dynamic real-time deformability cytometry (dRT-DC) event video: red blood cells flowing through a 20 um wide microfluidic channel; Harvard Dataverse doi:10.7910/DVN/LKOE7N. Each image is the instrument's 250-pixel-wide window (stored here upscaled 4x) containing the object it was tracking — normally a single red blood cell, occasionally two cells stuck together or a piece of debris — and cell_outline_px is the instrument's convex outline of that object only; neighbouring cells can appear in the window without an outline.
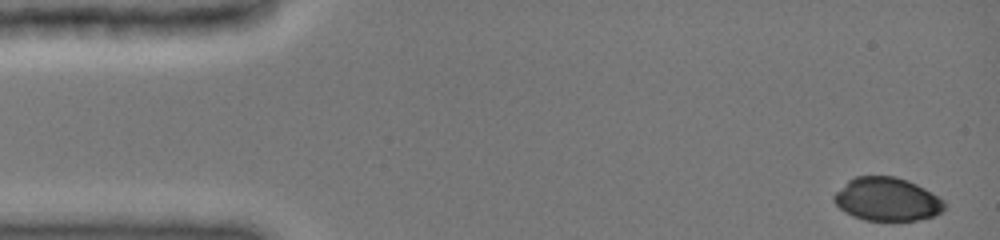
{"species": "common noctule bat (a hibernating species)", "species_latin": "Nyctalus noctula", "temperature_condition": "cold", "stored_images_in_passage": 7, "camera_frame_rate_fps": 3000, "um_per_image_px": 0.085, "animal": {"sex": "female", "body_mass_g": 19.0, "forearm_length_mm": 51.5}, "frame": {"image": 1, "passage_image": 1, "time_ms": 0.0, "image_size_px": [1000, 240], "cell_outline_px": [[944, 208], [940, 212], [932, 216], [916, 220], [864, 220], [852, 216], [844, 212], [832, 200], [832, 196], [848, 180], [856, 176], [896, 176], [908, 180], [924, 188], [944, 200]], "centroid_in_image_um": [75.36, 16.93], "position_along_channel_um": 9.6, "area_um2": 27.8}}
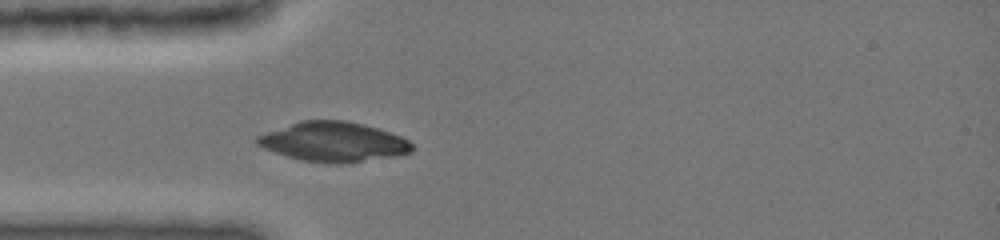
{"frame": {"image": 2, "passage_image": 7, "time_ms": 4.0, "image_size_px": [1000, 240], "cell_outline_px": [[412, 152], [392, 156], [360, 160], [304, 160], [288, 156], [264, 148], [256, 144], [256, 136], [300, 120], [344, 120], [364, 124], [400, 136], [408, 140], [412, 144]], "centroid_in_image_um": [28.31, 11.99], "position_along_channel_um": 56.7, "area_um2": 34.22}}